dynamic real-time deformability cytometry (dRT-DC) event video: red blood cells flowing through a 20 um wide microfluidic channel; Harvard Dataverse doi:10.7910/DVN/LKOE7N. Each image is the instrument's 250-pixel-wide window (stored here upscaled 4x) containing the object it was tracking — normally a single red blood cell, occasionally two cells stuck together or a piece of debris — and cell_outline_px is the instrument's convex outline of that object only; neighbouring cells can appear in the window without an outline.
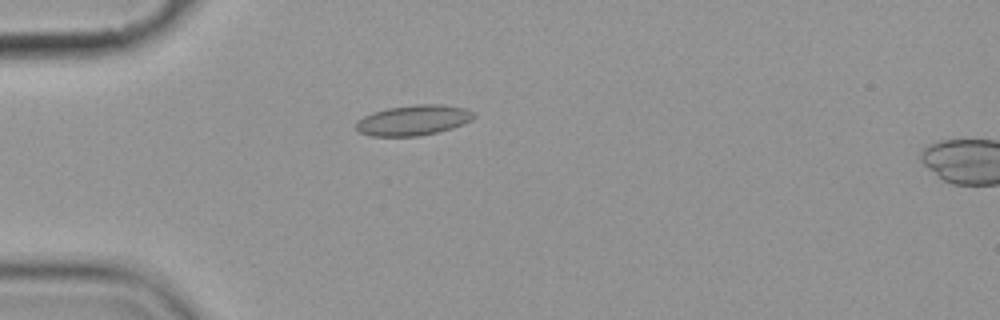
{"species": "common noctule bat (a hibernating species)", "species_latin": "Nyctalus noctula", "temperature_condition": "cold", "stored_images_in_passage": 6, "camera_frame_rate_fps": 3000, "um_per_image_px": 0.085, "animal": {"sex": "female", "body_mass_g": 19.9}, "frame": {"image": 1, "passage_image": 5, "time_ms": 4.667, "image_size_px": [1000, 320], "cell_outline_px": [[476, 116], [472, 120], [464, 124], [452, 128], [420, 136], [372, 136], [360, 132], [356, 128], [356, 120], [372, 112], [388, 108], [412, 104], [440, 104], [468, 108], [476, 112]], "centroid_in_image_um": [35.18, 10.2], "position_along_channel_um": 49.8, "area_um2": 21.1}}